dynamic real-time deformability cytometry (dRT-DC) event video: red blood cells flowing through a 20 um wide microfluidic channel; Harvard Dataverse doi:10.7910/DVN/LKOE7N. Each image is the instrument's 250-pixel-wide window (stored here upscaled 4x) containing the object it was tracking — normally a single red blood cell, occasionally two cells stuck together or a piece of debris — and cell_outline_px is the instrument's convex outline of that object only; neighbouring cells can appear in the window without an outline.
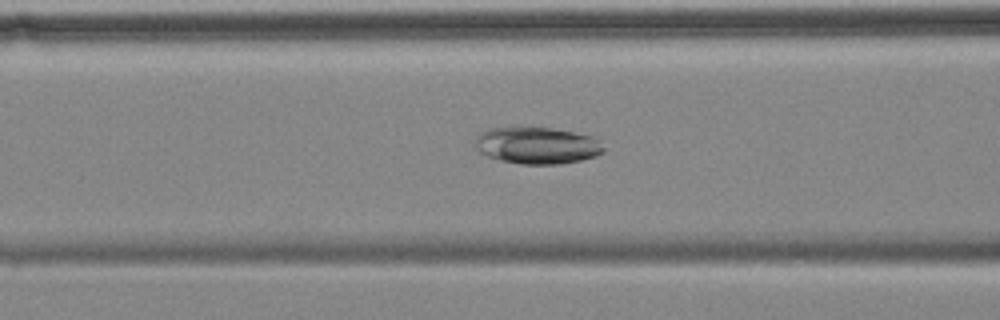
{"species": "common noctule bat (a hibernating species)", "species_latin": "Nyctalus noctula", "temperature_condition": "cold", "stored_images_in_passage": 42, "camera_frame_rate_fps": 3000, "um_per_image_px": 0.085, "animal": {"sex": "female", "body_mass_g": 18.4}, "frame": {"image": 1, "passage_image": 7, "time_ms": 2.0, "image_size_px": [1000, 320], "cell_outline_px": [[604, 152], [596, 156], [580, 160], [560, 164], [520, 164], [500, 160], [488, 156], [480, 152], [476, 148], [476, 136], [480, 132], [488, 128], [552, 128], [592, 136], [604, 148]], "centroid_in_image_um": [45.63, 12.37], "position_along_channel_um": 121.0, "area_um2": 27.28}}
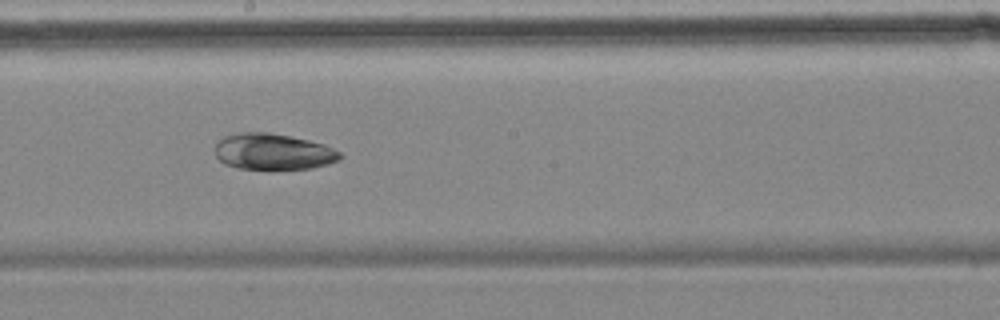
{"frame": {"image": 2, "passage_image": 16, "time_ms": 5.0, "image_size_px": [1000, 320], "cell_outline_px": [[344, 156], [340, 160], [328, 164], [312, 168], [236, 168], [224, 164], [216, 156], [216, 144], [224, 136], [240, 132], [268, 132], [308, 140], [324, 144], [340, 152]], "centroid_in_image_um": [23.23, 12.88], "position_along_channel_um": 225.0, "area_um2": 26.13}}
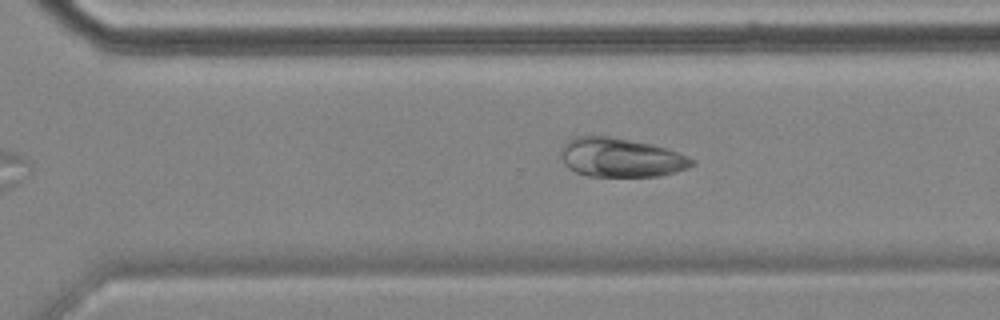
{"frame": {"image": 3, "passage_image": 24, "time_ms": 7.667, "image_size_px": [1000, 320], "cell_outline_px": [[696, 164], [688, 168], [676, 172], [656, 176], [588, 176], [576, 172], [568, 168], [564, 164], [560, 156], [560, 148], [572, 136], [608, 136], [652, 144], [676, 152], [696, 160]], "centroid_in_image_um": [52.73, 13.39], "position_along_channel_um": 317.9, "area_um2": 29.88}}